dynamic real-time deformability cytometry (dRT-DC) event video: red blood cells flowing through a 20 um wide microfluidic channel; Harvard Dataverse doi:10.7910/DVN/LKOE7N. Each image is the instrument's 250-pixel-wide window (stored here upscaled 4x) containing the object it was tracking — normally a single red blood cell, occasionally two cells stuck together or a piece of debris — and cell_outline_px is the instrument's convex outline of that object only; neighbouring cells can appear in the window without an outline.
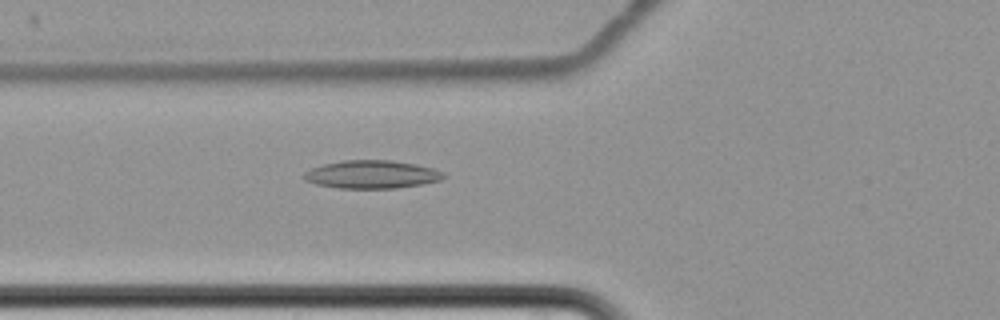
{"species": "common noctule bat (a hibernating species)", "species_latin": "Nyctalus noctula", "temperature_condition": "cold", "stored_images_in_passage": 9, "camera_frame_rate_fps": 3000, "um_per_image_px": 0.085, "animal": {"sex": "female", "body_mass_g": 22.7, "forearm_length_mm": 54.2}, "frame": {"image": 1, "passage_image": 9, "time_ms": 10.667, "image_size_px": [1000, 320], "cell_outline_px": [[448, 176], [440, 180], [424, 184], [396, 188], [336, 188], [316, 184], [304, 180], [300, 176], [304, 172], [312, 168], [324, 164], [344, 160], [392, 160], [416, 164], [432, 168], [444, 172]], "centroid_in_image_um": [31.6, 14.83], "position_along_channel_um": 94.2, "area_um2": 23.06}}